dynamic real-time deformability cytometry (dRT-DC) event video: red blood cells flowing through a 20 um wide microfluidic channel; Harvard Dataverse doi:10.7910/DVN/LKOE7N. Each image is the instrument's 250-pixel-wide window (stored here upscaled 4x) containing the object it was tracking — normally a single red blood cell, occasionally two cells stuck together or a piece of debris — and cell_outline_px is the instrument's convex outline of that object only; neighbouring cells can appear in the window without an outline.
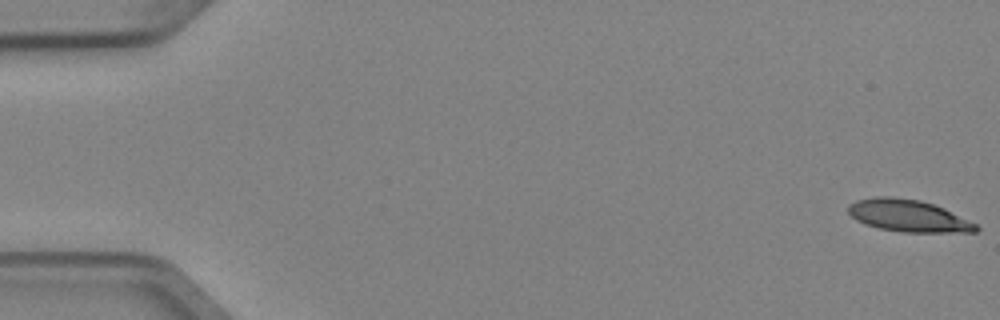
{"species": "Egyptian fruit bat (a non-hibernating species)", "species_latin": "Rousettus aegyptiacus", "temperature_condition": "cold", "stored_images_in_passage": 6, "segment_of_instrument_passage": [1, 2], "camera_frame_rate_fps": 3000, "um_per_image_px": 0.085, "animal": {"sex": "female"}, "frame": {"image": 1, "passage_image": 1, "time_ms": 0.0, "image_size_px": [1000, 320], "cell_outline_px": [[980, 228], [976, 232], [904, 232], [880, 228], [864, 224], [856, 220], [848, 212], [848, 204], [856, 200], [876, 196], [892, 196], [920, 200], [944, 208], [976, 224]], "centroid_in_image_um": [77.18, 18.33], "position_along_channel_um": 7.8, "area_um2": 23.81}}